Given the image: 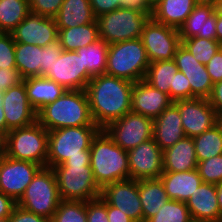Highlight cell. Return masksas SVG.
<instances>
[{
	"instance_id": "6da1fadb",
	"label": "cell",
	"mask_w": 222,
	"mask_h": 222,
	"mask_svg": "<svg viewBox=\"0 0 222 222\" xmlns=\"http://www.w3.org/2000/svg\"><path fill=\"white\" fill-rule=\"evenodd\" d=\"M133 85L129 80L107 74L92 77L87 83L91 115L100 129L131 112Z\"/></svg>"
},
{
	"instance_id": "7a4b0ae2",
	"label": "cell",
	"mask_w": 222,
	"mask_h": 222,
	"mask_svg": "<svg viewBox=\"0 0 222 222\" xmlns=\"http://www.w3.org/2000/svg\"><path fill=\"white\" fill-rule=\"evenodd\" d=\"M37 121L47 130L97 126L92 118L85 90H66L57 100L37 112Z\"/></svg>"
},
{
	"instance_id": "3957f363",
	"label": "cell",
	"mask_w": 222,
	"mask_h": 222,
	"mask_svg": "<svg viewBox=\"0 0 222 222\" xmlns=\"http://www.w3.org/2000/svg\"><path fill=\"white\" fill-rule=\"evenodd\" d=\"M90 166L101 189L109 183L130 179L128 151L116 145L103 129L92 140Z\"/></svg>"
},
{
	"instance_id": "277c9868",
	"label": "cell",
	"mask_w": 222,
	"mask_h": 222,
	"mask_svg": "<svg viewBox=\"0 0 222 222\" xmlns=\"http://www.w3.org/2000/svg\"><path fill=\"white\" fill-rule=\"evenodd\" d=\"M100 130L98 126H78L48 131L46 167L63 164L69 157L90 156L92 140Z\"/></svg>"
},
{
	"instance_id": "5b68a950",
	"label": "cell",
	"mask_w": 222,
	"mask_h": 222,
	"mask_svg": "<svg viewBox=\"0 0 222 222\" xmlns=\"http://www.w3.org/2000/svg\"><path fill=\"white\" fill-rule=\"evenodd\" d=\"M3 154L46 167L48 131L38 121L26 127L11 129L3 138Z\"/></svg>"
},
{
	"instance_id": "8992f818",
	"label": "cell",
	"mask_w": 222,
	"mask_h": 222,
	"mask_svg": "<svg viewBox=\"0 0 222 222\" xmlns=\"http://www.w3.org/2000/svg\"><path fill=\"white\" fill-rule=\"evenodd\" d=\"M150 61L142 39L126 40L109 44L107 75L129 80H144Z\"/></svg>"
},
{
	"instance_id": "52a82bcc",
	"label": "cell",
	"mask_w": 222,
	"mask_h": 222,
	"mask_svg": "<svg viewBox=\"0 0 222 222\" xmlns=\"http://www.w3.org/2000/svg\"><path fill=\"white\" fill-rule=\"evenodd\" d=\"M52 169L61 200L87 202L101 196L90 163H63Z\"/></svg>"
},
{
	"instance_id": "ba28073f",
	"label": "cell",
	"mask_w": 222,
	"mask_h": 222,
	"mask_svg": "<svg viewBox=\"0 0 222 222\" xmlns=\"http://www.w3.org/2000/svg\"><path fill=\"white\" fill-rule=\"evenodd\" d=\"M60 201L53 169L42 167L27 186L17 205L26 211L51 219Z\"/></svg>"
},
{
	"instance_id": "9c48e42d",
	"label": "cell",
	"mask_w": 222,
	"mask_h": 222,
	"mask_svg": "<svg viewBox=\"0 0 222 222\" xmlns=\"http://www.w3.org/2000/svg\"><path fill=\"white\" fill-rule=\"evenodd\" d=\"M151 16L124 8L99 15L96 18L99 38L107 44L141 38L144 27Z\"/></svg>"
},
{
	"instance_id": "30bf717a",
	"label": "cell",
	"mask_w": 222,
	"mask_h": 222,
	"mask_svg": "<svg viewBox=\"0 0 222 222\" xmlns=\"http://www.w3.org/2000/svg\"><path fill=\"white\" fill-rule=\"evenodd\" d=\"M103 130L116 145L129 151L152 139L153 119L131 111L109 123Z\"/></svg>"
},
{
	"instance_id": "8fae6325",
	"label": "cell",
	"mask_w": 222,
	"mask_h": 222,
	"mask_svg": "<svg viewBox=\"0 0 222 222\" xmlns=\"http://www.w3.org/2000/svg\"><path fill=\"white\" fill-rule=\"evenodd\" d=\"M141 39L150 63L174 59L182 44L178 29L160 24L152 18L145 25Z\"/></svg>"
},
{
	"instance_id": "7c38bea8",
	"label": "cell",
	"mask_w": 222,
	"mask_h": 222,
	"mask_svg": "<svg viewBox=\"0 0 222 222\" xmlns=\"http://www.w3.org/2000/svg\"><path fill=\"white\" fill-rule=\"evenodd\" d=\"M41 168L42 166L37 163L9 158L2 154L0 158V191L17 203Z\"/></svg>"
},
{
	"instance_id": "4fadbf2b",
	"label": "cell",
	"mask_w": 222,
	"mask_h": 222,
	"mask_svg": "<svg viewBox=\"0 0 222 222\" xmlns=\"http://www.w3.org/2000/svg\"><path fill=\"white\" fill-rule=\"evenodd\" d=\"M181 115L186 137L194 138L218 123L214 108L205 98L181 99L173 102Z\"/></svg>"
},
{
	"instance_id": "5bb4252c",
	"label": "cell",
	"mask_w": 222,
	"mask_h": 222,
	"mask_svg": "<svg viewBox=\"0 0 222 222\" xmlns=\"http://www.w3.org/2000/svg\"><path fill=\"white\" fill-rule=\"evenodd\" d=\"M44 77L62 85L66 90H85L92 78L78 53L64 50Z\"/></svg>"
},
{
	"instance_id": "9a60e30c",
	"label": "cell",
	"mask_w": 222,
	"mask_h": 222,
	"mask_svg": "<svg viewBox=\"0 0 222 222\" xmlns=\"http://www.w3.org/2000/svg\"><path fill=\"white\" fill-rule=\"evenodd\" d=\"M130 179H158L163 173V151L149 139L128 151Z\"/></svg>"
},
{
	"instance_id": "2e32d148",
	"label": "cell",
	"mask_w": 222,
	"mask_h": 222,
	"mask_svg": "<svg viewBox=\"0 0 222 222\" xmlns=\"http://www.w3.org/2000/svg\"><path fill=\"white\" fill-rule=\"evenodd\" d=\"M101 197L109 205L120 209L134 222H143L138 180L127 179L109 183L101 189Z\"/></svg>"
},
{
	"instance_id": "e0dca14e",
	"label": "cell",
	"mask_w": 222,
	"mask_h": 222,
	"mask_svg": "<svg viewBox=\"0 0 222 222\" xmlns=\"http://www.w3.org/2000/svg\"><path fill=\"white\" fill-rule=\"evenodd\" d=\"M0 94L6 120V135L11 129L26 127L37 121V113L28 101L23 81Z\"/></svg>"
},
{
	"instance_id": "ac0fdd59",
	"label": "cell",
	"mask_w": 222,
	"mask_h": 222,
	"mask_svg": "<svg viewBox=\"0 0 222 222\" xmlns=\"http://www.w3.org/2000/svg\"><path fill=\"white\" fill-rule=\"evenodd\" d=\"M11 34L15 43L45 47L58 39L59 30L54 18L30 12Z\"/></svg>"
},
{
	"instance_id": "d6986e66",
	"label": "cell",
	"mask_w": 222,
	"mask_h": 222,
	"mask_svg": "<svg viewBox=\"0 0 222 222\" xmlns=\"http://www.w3.org/2000/svg\"><path fill=\"white\" fill-rule=\"evenodd\" d=\"M174 61L178 70L188 78L192 98L208 99L213 89V82L206 66L199 63L183 44L178 47Z\"/></svg>"
},
{
	"instance_id": "ffe728a7",
	"label": "cell",
	"mask_w": 222,
	"mask_h": 222,
	"mask_svg": "<svg viewBox=\"0 0 222 222\" xmlns=\"http://www.w3.org/2000/svg\"><path fill=\"white\" fill-rule=\"evenodd\" d=\"M173 102L169 94L153 88L144 80L135 82L133 85L131 94L132 112L155 119Z\"/></svg>"
},
{
	"instance_id": "44dd1931",
	"label": "cell",
	"mask_w": 222,
	"mask_h": 222,
	"mask_svg": "<svg viewBox=\"0 0 222 222\" xmlns=\"http://www.w3.org/2000/svg\"><path fill=\"white\" fill-rule=\"evenodd\" d=\"M194 222H222L215 184L204 183L186 201Z\"/></svg>"
},
{
	"instance_id": "7402d4cb",
	"label": "cell",
	"mask_w": 222,
	"mask_h": 222,
	"mask_svg": "<svg viewBox=\"0 0 222 222\" xmlns=\"http://www.w3.org/2000/svg\"><path fill=\"white\" fill-rule=\"evenodd\" d=\"M186 137L178 107L172 103L153 119V136L162 151Z\"/></svg>"
},
{
	"instance_id": "603a6c76",
	"label": "cell",
	"mask_w": 222,
	"mask_h": 222,
	"mask_svg": "<svg viewBox=\"0 0 222 222\" xmlns=\"http://www.w3.org/2000/svg\"><path fill=\"white\" fill-rule=\"evenodd\" d=\"M217 13L208 5H195L184 24L179 28L181 39L192 37L216 40Z\"/></svg>"
},
{
	"instance_id": "cb8c5ba5",
	"label": "cell",
	"mask_w": 222,
	"mask_h": 222,
	"mask_svg": "<svg viewBox=\"0 0 222 222\" xmlns=\"http://www.w3.org/2000/svg\"><path fill=\"white\" fill-rule=\"evenodd\" d=\"M169 199L185 202L203 182L198 170L163 172L160 175Z\"/></svg>"
},
{
	"instance_id": "d4e9b609",
	"label": "cell",
	"mask_w": 222,
	"mask_h": 222,
	"mask_svg": "<svg viewBox=\"0 0 222 222\" xmlns=\"http://www.w3.org/2000/svg\"><path fill=\"white\" fill-rule=\"evenodd\" d=\"M193 138L184 137L163 151V172H181L197 169Z\"/></svg>"
},
{
	"instance_id": "484cf974",
	"label": "cell",
	"mask_w": 222,
	"mask_h": 222,
	"mask_svg": "<svg viewBox=\"0 0 222 222\" xmlns=\"http://www.w3.org/2000/svg\"><path fill=\"white\" fill-rule=\"evenodd\" d=\"M22 81L25 84L28 101L36 112L57 100L66 91L62 85L44 76L28 77Z\"/></svg>"
},
{
	"instance_id": "4316f807",
	"label": "cell",
	"mask_w": 222,
	"mask_h": 222,
	"mask_svg": "<svg viewBox=\"0 0 222 222\" xmlns=\"http://www.w3.org/2000/svg\"><path fill=\"white\" fill-rule=\"evenodd\" d=\"M195 5L194 0H162L153 7L151 18L179 30Z\"/></svg>"
},
{
	"instance_id": "83f0119b",
	"label": "cell",
	"mask_w": 222,
	"mask_h": 222,
	"mask_svg": "<svg viewBox=\"0 0 222 222\" xmlns=\"http://www.w3.org/2000/svg\"><path fill=\"white\" fill-rule=\"evenodd\" d=\"M90 0H64L54 17L58 29L78 27L96 21Z\"/></svg>"
},
{
	"instance_id": "f1b7e54d",
	"label": "cell",
	"mask_w": 222,
	"mask_h": 222,
	"mask_svg": "<svg viewBox=\"0 0 222 222\" xmlns=\"http://www.w3.org/2000/svg\"><path fill=\"white\" fill-rule=\"evenodd\" d=\"M138 192L143 211V222L152 218L169 200L160 178L138 180Z\"/></svg>"
},
{
	"instance_id": "f546056e",
	"label": "cell",
	"mask_w": 222,
	"mask_h": 222,
	"mask_svg": "<svg viewBox=\"0 0 222 222\" xmlns=\"http://www.w3.org/2000/svg\"><path fill=\"white\" fill-rule=\"evenodd\" d=\"M58 30V39L64 51H76L100 39L97 21Z\"/></svg>"
},
{
	"instance_id": "4dcf8cb0",
	"label": "cell",
	"mask_w": 222,
	"mask_h": 222,
	"mask_svg": "<svg viewBox=\"0 0 222 222\" xmlns=\"http://www.w3.org/2000/svg\"><path fill=\"white\" fill-rule=\"evenodd\" d=\"M15 62L22 79L41 76L43 47L33 44L15 43Z\"/></svg>"
},
{
	"instance_id": "1f68e13d",
	"label": "cell",
	"mask_w": 222,
	"mask_h": 222,
	"mask_svg": "<svg viewBox=\"0 0 222 222\" xmlns=\"http://www.w3.org/2000/svg\"><path fill=\"white\" fill-rule=\"evenodd\" d=\"M108 49L109 44L99 39L87 47L76 50L81 57L83 66L92 77L106 73Z\"/></svg>"
},
{
	"instance_id": "d6a6232c",
	"label": "cell",
	"mask_w": 222,
	"mask_h": 222,
	"mask_svg": "<svg viewBox=\"0 0 222 222\" xmlns=\"http://www.w3.org/2000/svg\"><path fill=\"white\" fill-rule=\"evenodd\" d=\"M178 68L174 61H155L149 64L144 81L153 88L169 94L170 86H173L174 75Z\"/></svg>"
},
{
	"instance_id": "836d02e7",
	"label": "cell",
	"mask_w": 222,
	"mask_h": 222,
	"mask_svg": "<svg viewBox=\"0 0 222 222\" xmlns=\"http://www.w3.org/2000/svg\"><path fill=\"white\" fill-rule=\"evenodd\" d=\"M30 12L29 0H0V31L11 33Z\"/></svg>"
},
{
	"instance_id": "e575fe53",
	"label": "cell",
	"mask_w": 222,
	"mask_h": 222,
	"mask_svg": "<svg viewBox=\"0 0 222 222\" xmlns=\"http://www.w3.org/2000/svg\"><path fill=\"white\" fill-rule=\"evenodd\" d=\"M198 162L222 154V125L218 122L211 129L193 138Z\"/></svg>"
},
{
	"instance_id": "d590c367",
	"label": "cell",
	"mask_w": 222,
	"mask_h": 222,
	"mask_svg": "<svg viewBox=\"0 0 222 222\" xmlns=\"http://www.w3.org/2000/svg\"><path fill=\"white\" fill-rule=\"evenodd\" d=\"M147 222H194L185 202L169 199Z\"/></svg>"
},
{
	"instance_id": "8d00e7d4",
	"label": "cell",
	"mask_w": 222,
	"mask_h": 222,
	"mask_svg": "<svg viewBox=\"0 0 222 222\" xmlns=\"http://www.w3.org/2000/svg\"><path fill=\"white\" fill-rule=\"evenodd\" d=\"M181 41L195 59L204 65H206L221 48V44L217 40H209L206 38L192 37L181 39Z\"/></svg>"
},
{
	"instance_id": "74e56055",
	"label": "cell",
	"mask_w": 222,
	"mask_h": 222,
	"mask_svg": "<svg viewBox=\"0 0 222 222\" xmlns=\"http://www.w3.org/2000/svg\"><path fill=\"white\" fill-rule=\"evenodd\" d=\"M51 222H87L86 202L61 200Z\"/></svg>"
},
{
	"instance_id": "f35d334b",
	"label": "cell",
	"mask_w": 222,
	"mask_h": 222,
	"mask_svg": "<svg viewBox=\"0 0 222 222\" xmlns=\"http://www.w3.org/2000/svg\"><path fill=\"white\" fill-rule=\"evenodd\" d=\"M197 170L204 183L219 184L222 182V154L198 162Z\"/></svg>"
},
{
	"instance_id": "ab89813d",
	"label": "cell",
	"mask_w": 222,
	"mask_h": 222,
	"mask_svg": "<svg viewBox=\"0 0 222 222\" xmlns=\"http://www.w3.org/2000/svg\"><path fill=\"white\" fill-rule=\"evenodd\" d=\"M0 68H16L15 41L11 33H0Z\"/></svg>"
},
{
	"instance_id": "60d3db41",
	"label": "cell",
	"mask_w": 222,
	"mask_h": 222,
	"mask_svg": "<svg viewBox=\"0 0 222 222\" xmlns=\"http://www.w3.org/2000/svg\"><path fill=\"white\" fill-rule=\"evenodd\" d=\"M169 96L173 101L192 98L188 78L179 70L174 75L173 86H170L169 89Z\"/></svg>"
},
{
	"instance_id": "b9f144b4",
	"label": "cell",
	"mask_w": 222,
	"mask_h": 222,
	"mask_svg": "<svg viewBox=\"0 0 222 222\" xmlns=\"http://www.w3.org/2000/svg\"><path fill=\"white\" fill-rule=\"evenodd\" d=\"M87 222H109L107 202L100 196L86 202Z\"/></svg>"
},
{
	"instance_id": "7bdbcfd3",
	"label": "cell",
	"mask_w": 222,
	"mask_h": 222,
	"mask_svg": "<svg viewBox=\"0 0 222 222\" xmlns=\"http://www.w3.org/2000/svg\"><path fill=\"white\" fill-rule=\"evenodd\" d=\"M64 0H29L30 11L41 16L54 18Z\"/></svg>"
},
{
	"instance_id": "ee69618b",
	"label": "cell",
	"mask_w": 222,
	"mask_h": 222,
	"mask_svg": "<svg viewBox=\"0 0 222 222\" xmlns=\"http://www.w3.org/2000/svg\"><path fill=\"white\" fill-rule=\"evenodd\" d=\"M63 48L59 39L43 47V63L41 66V76H45L51 69L55 59L62 53Z\"/></svg>"
},
{
	"instance_id": "f6af8a7d",
	"label": "cell",
	"mask_w": 222,
	"mask_h": 222,
	"mask_svg": "<svg viewBox=\"0 0 222 222\" xmlns=\"http://www.w3.org/2000/svg\"><path fill=\"white\" fill-rule=\"evenodd\" d=\"M17 68H0V93L22 82Z\"/></svg>"
},
{
	"instance_id": "bcb514c9",
	"label": "cell",
	"mask_w": 222,
	"mask_h": 222,
	"mask_svg": "<svg viewBox=\"0 0 222 222\" xmlns=\"http://www.w3.org/2000/svg\"><path fill=\"white\" fill-rule=\"evenodd\" d=\"M6 222H51V219L26 211L16 205Z\"/></svg>"
},
{
	"instance_id": "7dc6e473",
	"label": "cell",
	"mask_w": 222,
	"mask_h": 222,
	"mask_svg": "<svg viewBox=\"0 0 222 222\" xmlns=\"http://www.w3.org/2000/svg\"><path fill=\"white\" fill-rule=\"evenodd\" d=\"M205 66L213 84L222 81V50L219 49Z\"/></svg>"
},
{
	"instance_id": "c3c4849f",
	"label": "cell",
	"mask_w": 222,
	"mask_h": 222,
	"mask_svg": "<svg viewBox=\"0 0 222 222\" xmlns=\"http://www.w3.org/2000/svg\"><path fill=\"white\" fill-rule=\"evenodd\" d=\"M119 8L131 9L147 15L153 13L150 0H119Z\"/></svg>"
},
{
	"instance_id": "681fc988",
	"label": "cell",
	"mask_w": 222,
	"mask_h": 222,
	"mask_svg": "<svg viewBox=\"0 0 222 222\" xmlns=\"http://www.w3.org/2000/svg\"><path fill=\"white\" fill-rule=\"evenodd\" d=\"M90 5L96 17L119 8V0H90Z\"/></svg>"
},
{
	"instance_id": "f907efd6",
	"label": "cell",
	"mask_w": 222,
	"mask_h": 222,
	"mask_svg": "<svg viewBox=\"0 0 222 222\" xmlns=\"http://www.w3.org/2000/svg\"><path fill=\"white\" fill-rule=\"evenodd\" d=\"M208 100L219 117L222 114V81L213 84V89Z\"/></svg>"
},
{
	"instance_id": "816d5d0a",
	"label": "cell",
	"mask_w": 222,
	"mask_h": 222,
	"mask_svg": "<svg viewBox=\"0 0 222 222\" xmlns=\"http://www.w3.org/2000/svg\"><path fill=\"white\" fill-rule=\"evenodd\" d=\"M17 203L0 191V219L7 220Z\"/></svg>"
},
{
	"instance_id": "f5cc1de1",
	"label": "cell",
	"mask_w": 222,
	"mask_h": 222,
	"mask_svg": "<svg viewBox=\"0 0 222 222\" xmlns=\"http://www.w3.org/2000/svg\"><path fill=\"white\" fill-rule=\"evenodd\" d=\"M107 217L109 222H134L120 209H117L107 203Z\"/></svg>"
},
{
	"instance_id": "db71d44e",
	"label": "cell",
	"mask_w": 222,
	"mask_h": 222,
	"mask_svg": "<svg viewBox=\"0 0 222 222\" xmlns=\"http://www.w3.org/2000/svg\"><path fill=\"white\" fill-rule=\"evenodd\" d=\"M6 136V120L3 112L2 95L0 94V137Z\"/></svg>"
},
{
	"instance_id": "11a10c76",
	"label": "cell",
	"mask_w": 222,
	"mask_h": 222,
	"mask_svg": "<svg viewBox=\"0 0 222 222\" xmlns=\"http://www.w3.org/2000/svg\"><path fill=\"white\" fill-rule=\"evenodd\" d=\"M216 40L222 44V16L217 15L216 21Z\"/></svg>"
},
{
	"instance_id": "9f6ffc18",
	"label": "cell",
	"mask_w": 222,
	"mask_h": 222,
	"mask_svg": "<svg viewBox=\"0 0 222 222\" xmlns=\"http://www.w3.org/2000/svg\"><path fill=\"white\" fill-rule=\"evenodd\" d=\"M64 163H90V156L69 157Z\"/></svg>"
},
{
	"instance_id": "6f0895ef",
	"label": "cell",
	"mask_w": 222,
	"mask_h": 222,
	"mask_svg": "<svg viewBox=\"0 0 222 222\" xmlns=\"http://www.w3.org/2000/svg\"><path fill=\"white\" fill-rule=\"evenodd\" d=\"M217 190V202L222 215V182L216 185Z\"/></svg>"
},
{
	"instance_id": "680465c9",
	"label": "cell",
	"mask_w": 222,
	"mask_h": 222,
	"mask_svg": "<svg viewBox=\"0 0 222 222\" xmlns=\"http://www.w3.org/2000/svg\"><path fill=\"white\" fill-rule=\"evenodd\" d=\"M196 5H208L216 7L217 0H194Z\"/></svg>"
},
{
	"instance_id": "91938a15",
	"label": "cell",
	"mask_w": 222,
	"mask_h": 222,
	"mask_svg": "<svg viewBox=\"0 0 222 222\" xmlns=\"http://www.w3.org/2000/svg\"><path fill=\"white\" fill-rule=\"evenodd\" d=\"M215 12L217 13V15L222 16V0H217Z\"/></svg>"
},
{
	"instance_id": "94428289",
	"label": "cell",
	"mask_w": 222,
	"mask_h": 222,
	"mask_svg": "<svg viewBox=\"0 0 222 222\" xmlns=\"http://www.w3.org/2000/svg\"><path fill=\"white\" fill-rule=\"evenodd\" d=\"M2 154H3V138L0 137V158H1Z\"/></svg>"
},
{
	"instance_id": "6125c7cd",
	"label": "cell",
	"mask_w": 222,
	"mask_h": 222,
	"mask_svg": "<svg viewBox=\"0 0 222 222\" xmlns=\"http://www.w3.org/2000/svg\"><path fill=\"white\" fill-rule=\"evenodd\" d=\"M151 1V5L154 7L157 3H159L162 0H150Z\"/></svg>"
},
{
	"instance_id": "be15d7a7",
	"label": "cell",
	"mask_w": 222,
	"mask_h": 222,
	"mask_svg": "<svg viewBox=\"0 0 222 222\" xmlns=\"http://www.w3.org/2000/svg\"><path fill=\"white\" fill-rule=\"evenodd\" d=\"M218 122L222 125V114L219 116Z\"/></svg>"
}]
</instances>
